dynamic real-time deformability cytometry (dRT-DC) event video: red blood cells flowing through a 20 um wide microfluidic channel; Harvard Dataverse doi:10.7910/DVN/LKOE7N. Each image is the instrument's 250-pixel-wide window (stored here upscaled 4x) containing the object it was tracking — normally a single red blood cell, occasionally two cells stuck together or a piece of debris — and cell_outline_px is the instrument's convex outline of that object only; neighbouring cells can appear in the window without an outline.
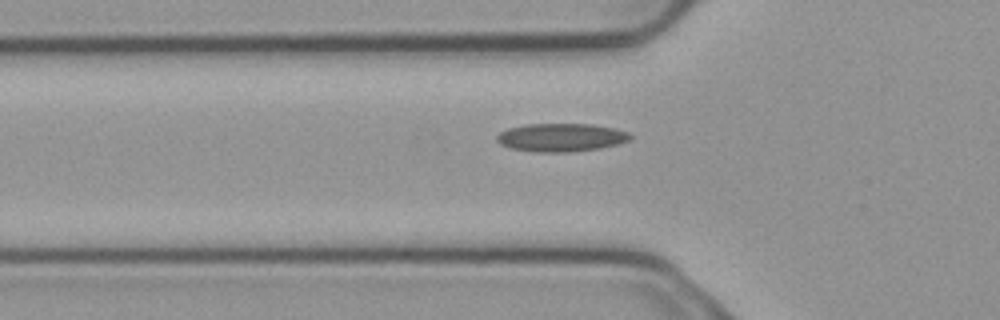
{"species": "common noctule bat (a hibernating species)", "species_latin": "Nyctalus noctula", "temperature_condition": "cold", "stored_images_in_passage": 6, "segment_of_instrument_passage": [2, 2], "camera_frame_rate_fps": 3000, "um_per_image_px": 0.085, "animal": {"sex": "male", "body_mass_g": 23.1, "forearm_length_mm": 52.7}, "frame": {"image": 1, "passage_image": 6, "time_ms": 1.667, "image_size_px": [1000, 320], "cell_outline_px": [[632, 136], [628, 140], [620, 144], [600, 148], [568, 152], [536, 152], [512, 148], [500, 144], [496, 140], [496, 136], [500, 132], [508, 128], [528, 124], [592, 124], [616, 128], [628, 132]], "centroid_in_image_um": [47.71, 11.68], "position_along_channel_um": 78.1, "area_um2": 21.96}}